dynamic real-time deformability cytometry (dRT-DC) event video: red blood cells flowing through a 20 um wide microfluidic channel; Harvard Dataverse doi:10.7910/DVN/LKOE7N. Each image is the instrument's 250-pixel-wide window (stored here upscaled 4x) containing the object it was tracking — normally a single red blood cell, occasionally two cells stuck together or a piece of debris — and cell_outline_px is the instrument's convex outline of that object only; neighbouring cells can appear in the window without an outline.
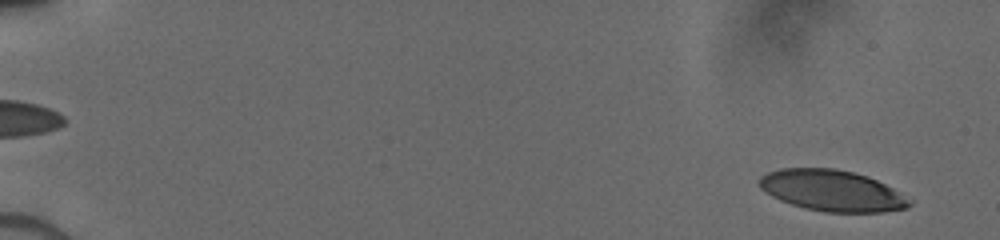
{"species": "human", "species_latin": "Homo sapiens", "temperature_condition": "cold", "stored_images_in_passage": 19, "camera_frame_rate_fps": 3000, "um_per_image_px": 0.085, "donor": {"sex": "male"}, "frame": {"image": 1, "passage_image": 1, "time_ms": 0.0, "image_size_px": [1000, 240], "cell_outline_px": [[912, 204], [908, 208], [880, 212], [824, 212], [804, 208], [780, 200], [772, 196], [760, 188], [760, 176], [768, 172], [780, 168], [836, 168], [868, 176], [892, 188], [912, 200]], "centroid_in_image_um": [70.72, 16.2], "position_along_channel_um": 14.3, "area_um2": 35.89}}
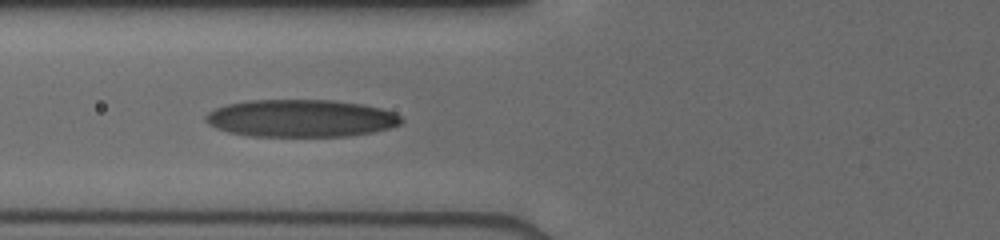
{"frame": {"image": 2, "passage_image": 9, "time_ms": 6.333, "image_size_px": [1000, 240], "cell_outline_px": [[404, 120], [400, 124], [388, 128], [372, 132], [348, 136], [252, 136], [228, 132], [216, 128], [208, 124], [204, 120], [204, 116], [208, 112], [216, 108], [228, 104], [248, 100], [332, 100], [360, 104], [380, 108], [396, 112]], "centroid_in_image_um": [25.56, 10.05], "position_along_channel_um": 100.2, "area_um2": 42.71}}
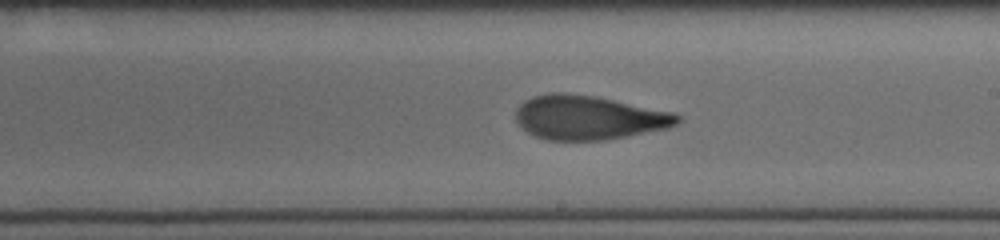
{"frame": {"image": 3, "passage_image": 19, "time_ms": 9.667, "image_size_px": [1000, 240], "cell_outline_px": [[680, 120], [676, 124], [668, 128], [604, 140], [544, 140], [528, 132], [516, 120], [516, 108], [524, 100], [532, 96], [552, 92], [564, 92], [596, 96], [672, 112], [680, 116]], "centroid_in_image_um": [50.0, 9.98], "position_along_channel_um": 239.0, "area_um2": 41.44}}